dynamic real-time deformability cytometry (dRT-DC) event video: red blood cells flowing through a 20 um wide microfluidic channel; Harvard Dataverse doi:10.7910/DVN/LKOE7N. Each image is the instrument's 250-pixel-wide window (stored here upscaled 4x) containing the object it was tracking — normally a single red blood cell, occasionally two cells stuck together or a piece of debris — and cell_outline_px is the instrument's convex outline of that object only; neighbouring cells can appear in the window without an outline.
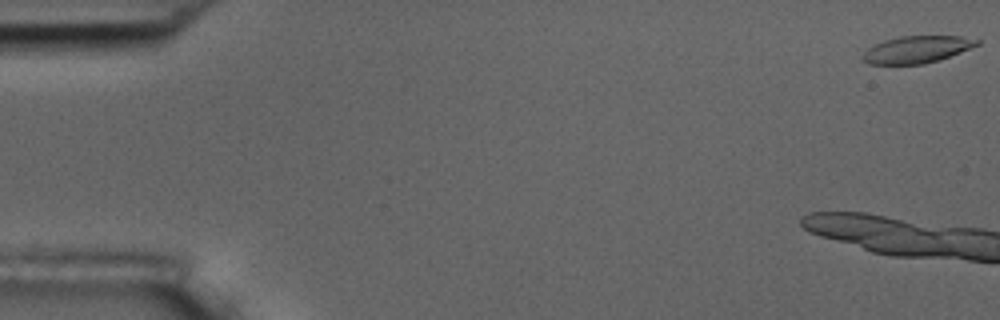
{"species": "common noctule bat (a hibernating species)", "species_latin": "Nyctalus noctula", "temperature_condition": "room temperature", "stored_images_in_passage": 13, "camera_frame_rate_fps": 3000, "um_per_image_px": 0.085, "animal": {"sex": "male", "body_mass_g": 17.5, "forearm_length_mm": 52.3}, "frame": {"image": 1, "passage_image": 1, "time_ms": 0.0, "image_size_px": [1000, 320], "cell_outline_px": [[980, 44], [940, 60], [924, 64], [868, 64], [860, 56], [868, 48], [884, 40], [900, 36], [960, 36], [980, 40]], "centroid_in_image_um": [77.92, 4.21], "position_along_channel_um": 7.1, "area_um2": 17.98}}